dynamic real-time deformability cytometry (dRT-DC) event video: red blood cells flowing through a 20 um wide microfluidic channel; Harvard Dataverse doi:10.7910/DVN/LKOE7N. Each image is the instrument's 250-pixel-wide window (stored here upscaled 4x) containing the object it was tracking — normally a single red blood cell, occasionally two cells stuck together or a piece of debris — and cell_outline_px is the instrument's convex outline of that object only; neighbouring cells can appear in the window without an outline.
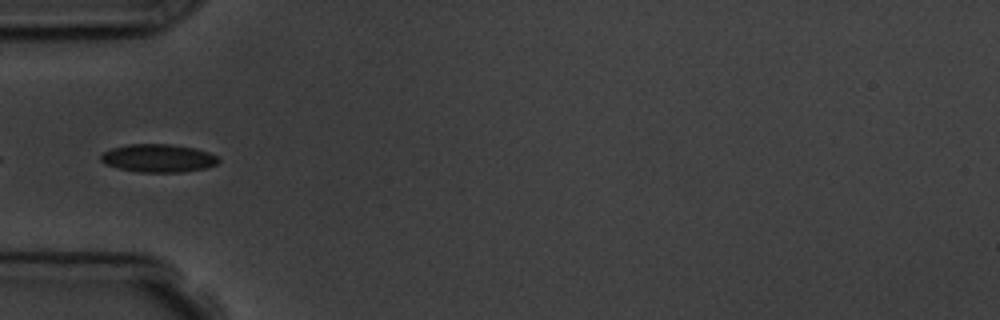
{"species": "common noctule bat (a hibernating species)", "species_latin": "Nyctalus noctula", "temperature_condition": "room temperature", "stored_images_in_passage": 7, "camera_frame_rate_fps": 3000, "um_per_image_px": 0.085, "animal": {"sex": "male", "body_mass_g": 19.5, "forearm_length_mm": 54.6}, "frame": {"image": 1, "passage_image": 6, "time_ms": 6.0, "image_size_px": [1000, 320], "cell_outline_px": [[220, 160], [216, 164], [204, 168], [184, 172], [140, 172], [120, 168], [104, 164], [100, 160], [100, 156], [104, 152], [112, 148], [128, 144], [168, 144], [196, 148], [208, 152], [216, 156]], "centroid_in_image_um": [13.44, 13.44], "position_along_channel_um": 71.6, "area_um2": 19.13}}